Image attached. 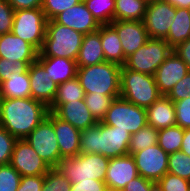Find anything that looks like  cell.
Returning <instances> with one entry per match:
<instances>
[{
	"instance_id": "f1b7e54d",
	"label": "cell",
	"mask_w": 190,
	"mask_h": 191,
	"mask_svg": "<svg viewBox=\"0 0 190 191\" xmlns=\"http://www.w3.org/2000/svg\"><path fill=\"white\" fill-rule=\"evenodd\" d=\"M85 91L77 77L58 85L54 101L49 106V111L54 112L60 105L73 101L83 100Z\"/></svg>"
},
{
	"instance_id": "f6af8a7d",
	"label": "cell",
	"mask_w": 190,
	"mask_h": 191,
	"mask_svg": "<svg viewBox=\"0 0 190 191\" xmlns=\"http://www.w3.org/2000/svg\"><path fill=\"white\" fill-rule=\"evenodd\" d=\"M107 189L104 181L92 179V181H80L71 184L70 191H104Z\"/></svg>"
},
{
	"instance_id": "f35d334b",
	"label": "cell",
	"mask_w": 190,
	"mask_h": 191,
	"mask_svg": "<svg viewBox=\"0 0 190 191\" xmlns=\"http://www.w3.org/2000/svg\"><path fill=\"white\" fill-rule=\"evenodd\" d=\"M16 138L0 127V165L10 164Z\"/></svg>"
},
{
	"instance_id": "b9f144b4",
	"label": "cell",
	"mask_w": 190,
	"mask_h": 191,
	"mask_svg": "<svg viewBox=\"0 0 190 191\" xmlns=\"http://www.w3.org/2000/svg\"><path fill=\"white\" fill-rule=\"evenodd\" d=\"M14 11L7 0H0V35L12 32Z\"/></svg>"
},
{
	"instance_id": "7a4b0ae2",
	"label": "cell",
	"mask_w": 190,
	"mask_h": 191,
	"mask_svg": "<svg viewBox=\"0 0 190 191\" xmlns=\"http://www.w3.org/2000/svg\"><path fill=\"white\" fill-rule=\"evenodd\" d=\"M131 133L98 122L81 131L80 154L96 153L109 159L129 154Z\"/></svg>"
},
{
	"instance_id": "603a6c76",
	"label": "cell",
	"mask_w": 190,
	"mask_h": 191,
	"mask_svg": "<svg viewBox=\"0 0 190 191\" xmlns=\"http://www.w3.org/2000/svg\"><path fill=\"white\" fill-rule=\"evenodd\" d=\"M50 80L57 85L77 77L78 66L75 60L62 57H38Z\"/></svg>"
},
{
	"instance_id": "e575fe53",
	"label": "cell",
	"mask_w": 190,
	"mask_h": 191,
	"mask_svg": "<svg viewBox=\"0 0 190 191\" xmlns=\"http://www.w3.org/2000/svg\"><path fill=\"white\" fill-rule=\"evenodd\" d=\"M70 181L57 169L51 168L44 175V183L41 191H70Z\"/></svg>"
},
{
	"instance_id": "30bf717a",
	"label": "cell",
	"mask_w": 190,
	"mask_h": 191,
	"mask_svg": "<svg viewBox=\"0 0 190 191\" xmlns=\"http://www.w3.org/2000/svg\"><path fill=\"white\" fill-rule=\"evenodd\" d=\"M25 140L51 168H56L58 166L62 158L53 123L47 117L25 138Z\"/></svg>"
},
{
	"instance_id": "8992f818",
	"label": "cell",
	"mask_w": 190,
	"mask_h": 191,
	"mask_svg": "<svg viewBox=\"0 0 190 191\" xmlns=\"http://www.w3.org/2000/svg\"><path fill=\"white\" fill-rule=\"evenodd\" d=\"M109 158L96 153L78 154L62 158L56 167L71 184L92 179L104 181Z\"/></svg>"
},
{
	"instance_id": "f546056e",
	"label": "cell",
	"mask_w": 190,
	"mask_h": 191,
	"mask_svg": "<svg viewBox=\"0 0 190 191\" xmlns=\"http://www.w3.org/2000/svg\"><path fill=\"white\" fill-rule=\"evenodd\" d=\"M184 129L180 126L158 130L157 144L168 154L181 150Z\"/></svg>"
},
{
	"instance_id": "4dcf8cb0",
	"label": "cell",
	"mask_w": 190,
	"mask_h": 191,
	"mask_svg": "<svg viewBox=\"0 0 190 191\" xmlns=\"http://www.w3.org/2000/svg\"><path fill=\"white\" fill-rule=\"evenodd\" d=\"M83 2L100 25L114 21L115 0H83Z\"/></svg>"
},
{
	"instance_id": "f907efd6",
	"label": "cell",
	"mask_w": 190,
	"mask_h": 191,
	"mask_svg": "<svg viewBox=\"0 0 190 191\" xmlns=\"http://www.w3.org/2000/svg\"><path fill=\"white\" fill-rule=\"evenodd\" d=\"M176 8L190 9V0H165Z\"/></svg>"
},
{
	"instance_id": "5bb4252c",
	"label": "cell",
	"mask_w": 190,
	"mask_h": 191,
	"mask_svg": "<svg viewBox=\"0 0 190 191\" xmlns=\"http://www.w3.org/2000/svg\"><path fill=\"white\" fill-rule=\"evenodd\" d=\"M138 175L134 158L131 154L109 159L104 182L112 190H122L126 184Z\"/></svg>"
},
{
	"instance_id": "52a82bcc",
	"label": "cell",
	"mask_w": 190,
	"mask_h": 191,
	"mask_svg": "<svg viewBox=\"0 0 190 191\" xmlns=\"http://www.w3.org/2000/svg\"><path fill=\"white\" fill-rule=\"evenodd\" d=\"M173 49L164 39L149 38L136 52L126 58L124 67L140 73L155 75L157 68Z\"/></svg>"
},
{
	"instance_id": "ab89813d",
	"label": "cell",
	"mask_w": 190,
	"mask_h": 191,
	"mask_svg": "<svg viewBox=\"0 0 190 191\" xmlns=\"http://www.w3.org/2000/svg\"><path fill=\"white\" fill-rule=\"evenodd\" d=\"M158 184L163 191H189L190 188V181L168 172L158 181Z\"/></svg>"
},
{
	"instance_id": "ac0fdd59",
	"label": "cell",
	"mask_w": 190,
	"mask_h": 191,
	"mask_svg": "<svg viewBox=\"0 0 190 191\" xmlns=\"http://www.w3.org/2000/svg\"><path fill=\"white\" fill-rule=\"evenodd\" d=\"M53 20L83 35L95 32L100 28V24L85 6L83 0L66 11L61 12Z\"/></svg>"
},
{
	"instance_id": "7c38bea8",
	"label": "cell",
	"mask_w": 190,
	"mask_h": 191,
	"mask_svg": "<svg viewBox=\"0 0 190 191\" xmlns=\"http://www.w3.org/2000/svg\"><path fill=\"white\" fill-rule=\"evenodd\" d=\"M131 155L134 158L139 176L158 182L168 172L169 154L158 144Z\"/></svg>"
},
{
	"instance_id": "8fae6325",
	"label": "cell",
	"mask_w": 190,
	"mask_h": 191,
	"mask_svg": "<svg viewBox=\"0 0 190 191\" xmlns=\"http://www.w3.org/2000/svg\"><path fill=\"white\" fill-rule=\"evenodd\" d=\"M175 14L176 7L165 0L149 2L143 19L149 38L165 39Z\"/></svg>"
},
{
	"instance_id": "d6a6232c",
	"label": "cell",
	"mask_w": 190,
	"mask_h": 191,
	"mask_svg": "<svg viewBox=\"0 0 190 191\" xmlns=\"http://www.w3.org/2000/svg\"><path fill=\"white\" fill-rule=\"evenodd\" d=\"M118 97L120 96H106L103 94L89 93L85 94L84 100L94 119L97 122H101L113 100Z\"/></svg>"
},
{
	"instance_id": "277c9868",
	"label": "cell",
	"mask_w": 190,
	"mask_h": 191,
	"mask_svg": "<svg viewBox=\"0 0 190 191\" xmlns=\"http://www.w3.org/2000/svg\"><path fill=\"white\" fill-rule=\"evenodd\" d=\"M83 37L82 33L72 28L48 20L46 35L38 57H62L76 61Z\"/></svg>"
},
{
	"instance_id": "ba28073f",
	"label": "cell",
	"mask_w": 190,
	"mask_h": 191,
	"mask_svg": "<svg viewBox=\"0 0 190 191\" xmlns=\"http://www.w3.org/2000/svg\"><path fill=\"white\" fill-rule=\"evenodd\" d=\"M47 21L42 9L15 10L12 33L40 51L46 35Z\"/></svg>"
},
{
	"instance_id": "1f68e13d",
	"label": "cell",
	"mask_w": 190,
	"mask_h": 191,
	"mask_svg": "<svg viewBox=\"0 0 190 191\" xmlns=\"http://www.w3.org/2000/svg\"><path fill=\"white\" fill-rule=\"evenodd\" d=\"M158 141V130L146 125L136 133L131 134L129 154L139 152L147 147L154 146Z\"/></svg>"
},
{
	"instance_id": "7402d4cb",
	"label": "cell",
	"mask_w": 190,
	"mask_h": 191,
	"mask_svg": "<svg viewBox=\"0 0 190 191\" xmlns=\"http://www.w3.org/2000/svg\"><path fill=\"white\" fill-rule=\"evenodd\" d=\"M146 117L147 125L157 130L177 125L174 102L165 95L146 108Z\"/></svg>"
},
{
	"instance_id": "681fc988",
	"label": "cell",
	"mask_w": 190,
	"mask_h": 191,
	"mask_svg": "<svg viewBox=\"0 0 190 191\" xmlns=\"http://www.w3.org/2000/svg\"><path fill=\"white\" fill-rule=\"evenodd\" d=\"M181 151L190 156V128L184 129Z\"/></svg>"
},
{
	"instance_id": "ffe728a7",
	"label": "cell",
	"mask_w": 190,
	"mask_h": 191,
	"mask_svg": "<svg viewBox=\"0 0 190 191\" xmlns=\"http://www.w3.org/2000/svg\"><path fill=\"white\" fill-rule=\"evenodd\" d=\"M39 51L12 32L0 35V58L8 61H36Z\"/></svg>"
},
{
	"instance_id": "e0dca14e",
	"label": "cell",
	"mask_w": 190,
	"mask_h": 191,
	"mask_svg": "<svg viewBox=\"0 0 190 191\" xmlns=\"http://www.w3.org/2000/svg\"><path fill=\"white\" fill-rule=\"evenodd\" d=\"M47 118L53 123L61 158L74 157L80 154L81 131L58 118L51 111H49Z\"/></svg>"
},
{
	"instance_id": "d590c367",
	"label": "cell",
	"mask_w": 190,
	"mask_h": 191,
	"mask_svg": "<svg viewBox=\"0 0 190 191\" xmlns=\"http://www.w3.org/2000/svg\"><path fill=\"white\" fill-rule=\"evenodd\" d=\"M20 173L11 165H0V191H17Z\"/></svg>"
},
{
	"instance_id": "816d5d0a",
	"label": "cell",
	"mask_w": 190,
	"mask_h": 191,
	"mask_svg": "<svg viewBox=\"0 0 190 191\" xmlns=\"http://www.w3.org/2000/svg\"><path fill=\"white\" fill-rule=\"evenodd\" d=\"M149 191H163L162 187L158 184V182H154L151 186Z\"/></svg>"
},
{
	"instance_id": "7dc6e473",
	"label": "cell",
	"mask_w": 190,
	"mask_h": 191,
	"mask_svg": "<svg viewBox=\"0 0 190 191\" xmlns=\"http://www.w3.org/2000/svg\"><path fill=\"white\" fill-rule=\"evenodd\" d=\"M14 10L41 9L42 0H7Z\"/></svg>"
},
{
	"instance_id": "83f0119b",
	"label": "cell",
	"mask_w": 190,
	"mask_h": 191,
	"mask_svg": "<svg viewBox=\"0 0 190 191\" xmlns=\"http://www.w3.org/2000/svg\"><path fill=\"white\" fill-rule=\"evenodd\" d=\"M148 2L115 0L114 21H143Z\"/></svg>"
},
{
	"instance_id": "2e32d148",
	"label": "cell",
	"mask_w": 190,
	"mask_h": 191,
	"mask_svg": "<svg viewBox=\"0 0 190 191\" xmlns=\"http://www.w3.org/2000/svg\"><path fill=\"white\" fill-rule=\"evenodd\" d=\"M110 25L120 38L125 58L136 52L149 39L143 21H112Z\"/></svg>"
},
{
	"instance_id": "c3c4849f",
	"label": "cell",
	"mask_w": 190,
	"mask_h": 191,
	"mask_svg": "<svg viewBox=\"0 0 190 191\" xmlns=\"http://www.w3.org/2000/svg\"><path fill=\"white\" fill-rule=\"evenodd\" d=\"M173 51L183 60L190 70V38L180 43Z\"/></svg>"
},
{
	"instance_id": "4316f807",
	"label": "cell",
	"mask_w": 190,
	"mask_h": 191,
	"mask_svg": "<svg viewBox=\"0 0 190 191\" xmlns=\"http://www.w3.org/2000/svg\"><path fill=\"white\" fill-rule=\"evenodd\" d=\"M31 97V86L28 70L25 73H12L9 80L0 84V98Z\"/></svg>"
},
{
	"instance_id": "44dd1931",
	"label": "cell",
	"mask_w": 190,
	"mask_h": 191,
	"mask_svg": "<svg viewBox=\"0 0 190 191\" xmlns=\"http://www.w3.org/2000/svg\"><path fill=\"white\" fill-rule=\"evenodd\" d=\"M58 118L70 123L76 129L83 131L98 122L88 110L85 100L73 101L60 105L54 112Z\"/></svg>"
},
{
	"instance_id": "5b68a950",
	"label": "cell",
	"mask_w": 190,
	"mask_h": 191,
	"mask_svg": "<svg viewBox=\"0 0 190 191\" xmlns=\"http://www.w3.org/2000/svg\"><path fill=\"white\" fill-rule=\"evenodd\" d=\"M161 96L153 75L121 67L120 97L146 109Z\"/></svg>"
},
{
	"instance_id": "6da1fadb",
	"label": "cell",
	"mask_w": 190,
	"mask_h": 191,
	"mask_svg": "<svg viewBox=\"0 0 190 191\" xmlns=\"http://www.w3.org/2000/svg\"><path fill=\"white\" fill-rule=\"evenodd\" d=\"M43 102L27 98H0V127L16 139H25L48 115Z\"/></svg>"
},
{
	"instance_id": "9a60e30c",
	"label": "cell",
	"mask_w": 190,
	"mask_h": 191,
	"mask_svg": "<svg viewBox=\"0 0 190 191\" xmlns=\"http://www.w3.org/2000/svg\"><path fill=\"white\" fill-rule=\"evenodd\" d=\"M189 71L183 60L172 51L154 75L160 93L166 96Z\"/></svg>"
},
{
	"instance_id": "836d02e7",
	"label": "cell",
	"mask_w": 190,
	"mask_h": 191,
	"mask_svg": "<svg viewBox=\"0 0 190 191\" xmlns=\"http://www.w3.org/2000/svg\"><path fill=\"white\" fill-rule=\"evenodd\" d=\"M168 173L190 181V156L181 150L168 155Z\"/></svg>"
},
{
	"instance_id": "ee69618b",
	"label": "cell",
	"mask_w": 190,
	"mask_h": 191,
	"mask_svg": "<svg viewBox=\"0 0 190 191\" xmlns=\"http://www.w3.org/2000/svg\"><path fill=\"white\" fill-rule=\"evenodd\" d=\"M44 183V175L21 176L17 191H41Z\"/></svg>"
},
{
	"instance_id": "cb8c5ba5",
	"label": "cell",
	"mask_w": 190,
	"mask_h": 191,
	"mask_svg": "<svg viewBox=\"0 0 190 191\" xmlns=\"http://www.w3.org/2000/svg\"><path fill=\"white\" fill-rule=\"evenodd\" d=\"M78 67L97 65L105 62V55L100 39V28L84 35L78 57Z\"/></svg>"
},
{
	"instance_id": "bcb514c9",
	"label": "cell",
	"mask_w": 190,
	"mask_h": 191,
	"mask_svg": "<svg viewBox=\"0 0 190 191\" xmlns=\"http://www.w3.org/2000/svg\"><path fill=\"white\" fill-rule=\"evenodd\" d=\"M154 182L146 179L142 176H137L135 179L131 180L126 184L124 190L125 191H149L150 186Z\"/></svg>"
},
{
	"instance_id": "9c48e42d",
	"label": "cell",
	"mask_w": 190,
	"mask_h": 191,
	"mask_svg": "<svg viewBox=\"0 0 190 191\" xmlns=\"http://www.w3.org/2000/svg\"><path fill=\"white\" fill-rule=\"evenodd\" d=\"M101 122L133 134L147 125L146 109L118 97L113 100Z\"/></svg>"
},
{
	"instance_id": "7bdbcfd3",
	"label": "cell",
	"mask_w": 190,
	"mask_h": 191,
	"mask_svg": "<svg viewBox=\"0 0 190 191\" xmlns=\"http://www.w3.org/2000/svg\"><path fill=\"white\" fill-rule=\"evenodd\" d=\"M173 102L190 98V71L166 95Z\"/></svg>"
},
{
	"instance_id": "74e56055",
	"label": "cell",
	"mask_w": 190,
	"mask_h": 191,
	"mask_svg": "<svg viewBox=\"0 0 190 191\" xmlns=\"http://www.w3.org/2000/svg\"><path fill=\"white\" fill-rule=\"evenodd\" d=\"M34 61H14L10 62L7 59L0 58V84L9 80V76L13 73H25L29 65Z\"/></svg>"
},
{
	"instance_id": "d4e9b609",
	"label": "cell",
	"mask_w": 190,
	"mask_h": 191,
	"mask_svg": "<svg viewBox=\"0 0 190 191\" xmlns=\"http://www.w3.org/2000/svg\"><path fill=\"white\" fill-rule=\"evenodd\" d=\"M100 39L105 55V61L123 66L126 58L122 49L120 38L110 24L100 25Z\"/></svg>"
},
{
	"instance_id": "f5cc1de1",
	"label": "cell",
	"mask_w": 190,
	"mask_h": 191,
	"mask_svg": "<svg viewBox=\"0 0 190 191\" xmlns=\"http://www.w3.org/2000/svg\"><path fill=\"white\" fill-rule=\"evenodd\" d=\"M104 191H114V190L107 188Z\"/></svg>"
},
{
	"instance_id": "8d00e7d4",
	"label": "cell",
	"mask_w": 190,
	"mask_h": 191,
	"mask_svg": "<svg viewBox=\"0 0 190 191\" xmlns=\"http://www.w3.org/2000/svg\"><path fill=\"white\" fill-rule=\"evenodd\" d=\"M82 0H42L41 9L47 20H53L61 12L78 4Z\"/></svg>"
},
{
	"instance_id": "60d3db41",
	"label": "cell",
	"mask_w": 190,
	"mask_h": 191,
	"mask_svg": "<svg viewBox=\"0 0 190 191\" xmlns=\"http://www.w3.org/2000/svg\"><path fill=\"white\" fill-rule=\"evenodd\" d=\"M177 126L183 129L190 128V98L174 102Z\"/></svg>"
},
{
	"instance_id": "3957f363",
	"label": "cell",
	"mask_w": 190,
	"mask_h": 191,
	"mask_svg": "<svg viewBox=\"0 0 190 191\" xmlns=\"http://www.w3.org/2000/svg\"><path fill=\"white\" fill-rule=\"evenodd\" d=\"M121 67L107 61L97 65L78 67L77 78L85 94L120 96Z\"/></svg>"
},
{
	"instance_id": "d6986e66",
	"label": "cell",
	"mask_w": 190,
	"mask_h": 191,
	"mask_svg": "<svg viewBox=\"0 0 190 191\" xmlns=\"http://www.w3.org/2000/svg\"><path fill=\"white\" fill-rule=\"evenodd\" d=\"M28 73L31 97L49 107L55 99L58 85L50 80V76L37 60L29 65Z\"/></svg>"
},
{
	"instance_id": "4fadbf2b",
	"label": "cell",
	"mask_w": 190,
	"mask_h": 191,
	"mask_svg": "<svg viewBox=\"0 0 190 191\" xmlns=\"http://www.w3.org/2000/svg\"><path fill=\"white\" fill-rule=\"evenodd\" d=\"M10 164L21 176L45 175L51 169L25 139L16 140Z\"/></svg>"
},
{
	"instance_id": "484cf974",
	"label": "cell",
	"mask_w": 190,
	"mask_h": 191,
	"mask_svg": "<svg viewBox=\"0 0 190 191\" xmlns=\"http://www.w3.org/2000/svg\"><path fill=\"white\" fill-rule=\"evenodd\" d=\"M190 38V9L176 8V14L173 18L167 37L164 39L169 46L174 49L180 43Z\"/></svg>"
}]
</instances>
